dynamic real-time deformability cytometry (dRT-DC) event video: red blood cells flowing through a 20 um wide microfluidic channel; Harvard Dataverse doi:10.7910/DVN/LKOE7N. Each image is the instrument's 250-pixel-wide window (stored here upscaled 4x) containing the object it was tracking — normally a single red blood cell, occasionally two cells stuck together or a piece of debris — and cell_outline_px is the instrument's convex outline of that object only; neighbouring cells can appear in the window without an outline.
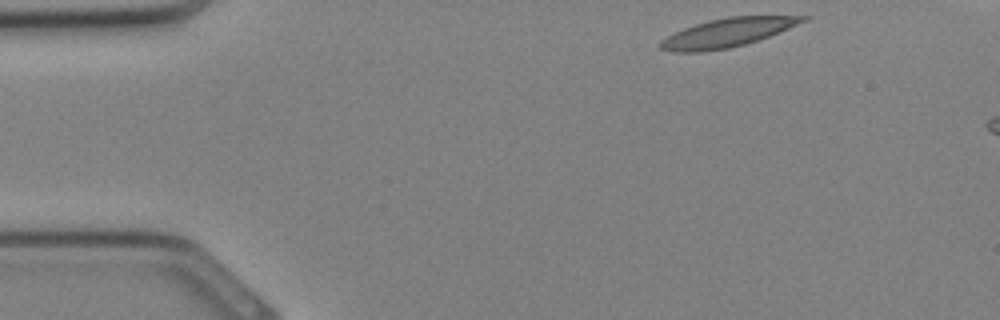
{"species": "Egyptian fruit bat (a non-hibernating species)", "species_latin": "Rousettus aegyptiacus", "temperature_condition": "cold", "stored_images_in_passage": 5, "camera_frame_rate_fps": 3000, "um_per_image_px": 0.085, "animal": {"sex": "female"}, "frame": {"image": 1, "passage_image": 1, "time_ms": 0.0, "image_size_px": [1000, 320], "cell_outline_px": [[812, 16], [808, 20], [768, 36], [744, 44], [728, 48], [700, 52], [676, 52], [660, 48], [660, 40], [684, 28], [708, 20], [728, 16]], "centroid_in_image_um": [61.83, 2.77], "position_along_channel_um": 23.2, "area_um2": 23.41}}